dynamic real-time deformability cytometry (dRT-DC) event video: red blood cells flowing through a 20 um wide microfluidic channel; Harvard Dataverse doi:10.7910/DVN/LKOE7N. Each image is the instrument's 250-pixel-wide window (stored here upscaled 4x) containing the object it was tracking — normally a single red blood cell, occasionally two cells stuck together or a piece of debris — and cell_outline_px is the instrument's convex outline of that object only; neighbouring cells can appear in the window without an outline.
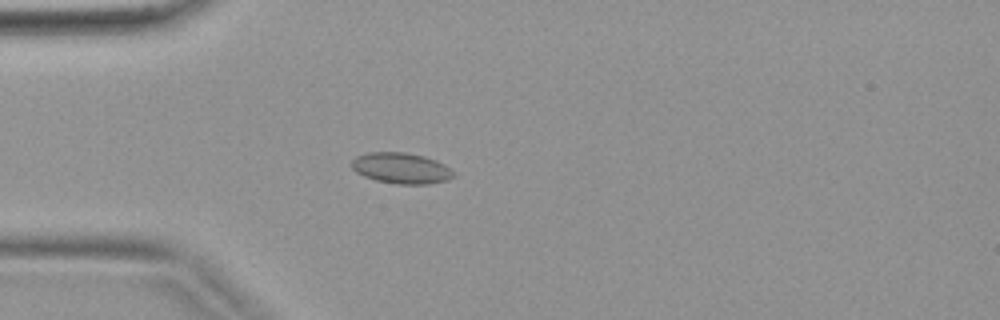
{"species": "common noctule bat (a hibernating species)", "species_latin": "Nyctalus noctula", "temperature_condition": "warm", "stored_images_in_passage": 41, "camera_frame_rate_fps": 3000, "um_per_image_px": 0.085, "animal": {"sex": "female", "body_mass_g": 19.9}, "frame": {"image": 1, "passage_image": 12, "time_ms": 3.667, "image_size_px": [1000, 320], "cell_outline_px": [[456, 176], [448, 180], [428, 184], [396, 184], [376, 180], [364, 176], [356, 172], [348, 164], [356, 156], [368, 152], [404, 152], [424, 156], [436, 160], [444, 164]], "centroid_in_image_um": [34.07, 14.29], "position_along_channel_um": 50.9, "area_um2": 18.44}}
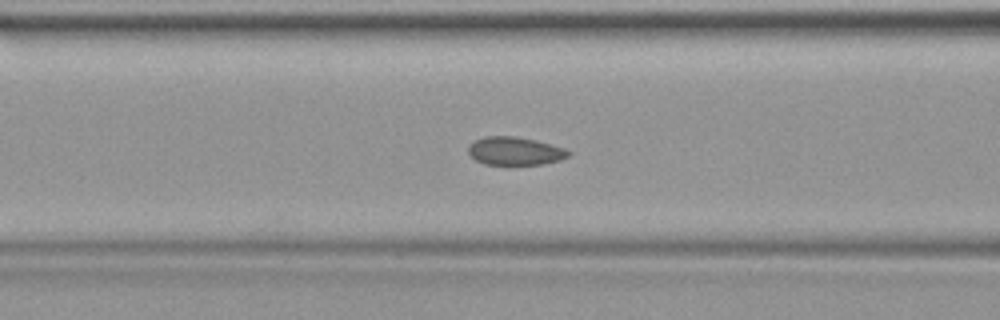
{"frame": {"image": 2, "passage_image": 17, "time_ms": 5.333, "image_size_px": [1000, 320], "cell_outline_px": [[572, 152], [568, 156], [560, 160], [540, 164], [484, 164], [476, 160], [468, 152], [468, 144], [484, 136], [516, 136], [536, 140], [564, 148]], "centroid_in_image_um": [43.76, 12.82], "position_along_channel_um": 122.8, "area_um2": 16.36}}
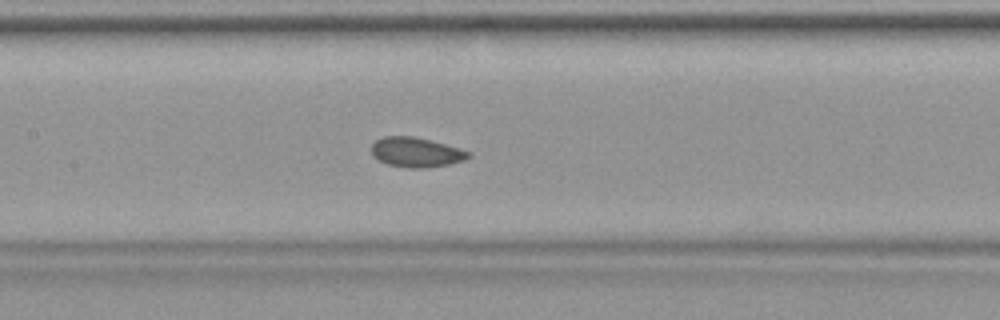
{"frame": {"image": 3, "passage_image": 20, "time_ms": 6.333, "image_size_px": [1000, 320], "cell_outline_px": [[472, 156], [464, 160], [448, 164], [424, 168], [408, 168], [388, 164], [372, 156], [372, 144], [376, 140], [384, 136], [412, 136], [432, 140], [460, 148], [472, 152]], "centroid_in_image_um": [35.4, 12.93], "position_along_channel_um": 172.0, "area_um2": 16.88}}